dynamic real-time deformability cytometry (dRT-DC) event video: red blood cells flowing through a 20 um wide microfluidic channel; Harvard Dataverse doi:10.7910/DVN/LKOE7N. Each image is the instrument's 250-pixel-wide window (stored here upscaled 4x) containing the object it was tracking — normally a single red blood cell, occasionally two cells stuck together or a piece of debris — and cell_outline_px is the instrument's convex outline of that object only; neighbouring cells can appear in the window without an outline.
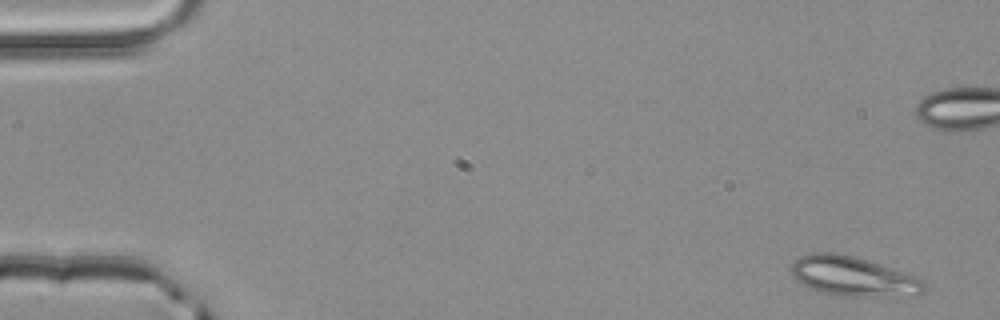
{"species": "common noctule bat (a hibernating species)", "species_latin": "Nyctalus noctula", "temperature_condition": "room temperature", "stored_images_in_passage": 4, "camera_frame_rate_fps": 3000, "um_per_image_px": 0.085, "animal": {"sex": "male", "body_mass_g": 20.4}, "frame": {"image": 1, "passage_image": 1, "time_ms": 0.0, "image_size_px": [1000, 320], "cell_outline_px": [[928, 288], [924, 292], [916, 296], [836, 296], [820, 292], [796, 280], [792, 276], [792, 264], [800, 256], [812, 252], [836, 252], [856, 256], [924, 280]], "centroid_in_image_um": [72.54, 23.5], "position_along_channel_um": 12.5, "area_um2": 30.75}}